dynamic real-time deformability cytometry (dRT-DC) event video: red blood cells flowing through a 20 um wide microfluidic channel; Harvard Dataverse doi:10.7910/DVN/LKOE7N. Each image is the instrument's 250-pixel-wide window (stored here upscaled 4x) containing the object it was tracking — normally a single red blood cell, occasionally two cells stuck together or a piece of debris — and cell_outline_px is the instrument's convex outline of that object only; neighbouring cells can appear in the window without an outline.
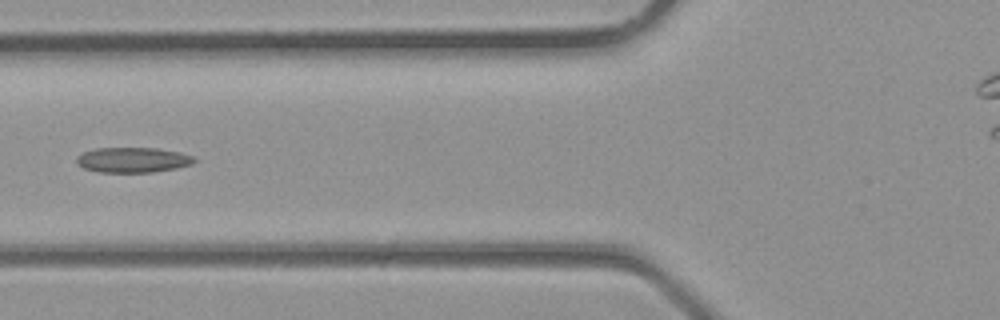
{"species": "common noctule bat (a hibernating species)", "species_latin": "Nyctalus noctula", "temperature_condition": "room temperature", "stored_images_in_passage": 3, "camera_frame_rate_fps": 3000, "um_per_image_px": 0.085, "animal": {"sex": "male", "body_mass_g": 23.1, "forearm_length_mm": 52.7}, "frame": {"image": 1, "passage_image": 3, "time_ms": 0.667, "image_size_px": [1000, 320], "cell_outline_px": [[196, 160], [192, 164], [176, 168], [152, 172], [96, 172], [84, 168], [76, 164], [76, 156], [84, 152], [96, 148], [160, 148], [180, 152], [192, 156]], "centroid_in_image_um": [11.27, 13.59], "position_along_channel_um": 114.5, "area_um2": 17.34}}